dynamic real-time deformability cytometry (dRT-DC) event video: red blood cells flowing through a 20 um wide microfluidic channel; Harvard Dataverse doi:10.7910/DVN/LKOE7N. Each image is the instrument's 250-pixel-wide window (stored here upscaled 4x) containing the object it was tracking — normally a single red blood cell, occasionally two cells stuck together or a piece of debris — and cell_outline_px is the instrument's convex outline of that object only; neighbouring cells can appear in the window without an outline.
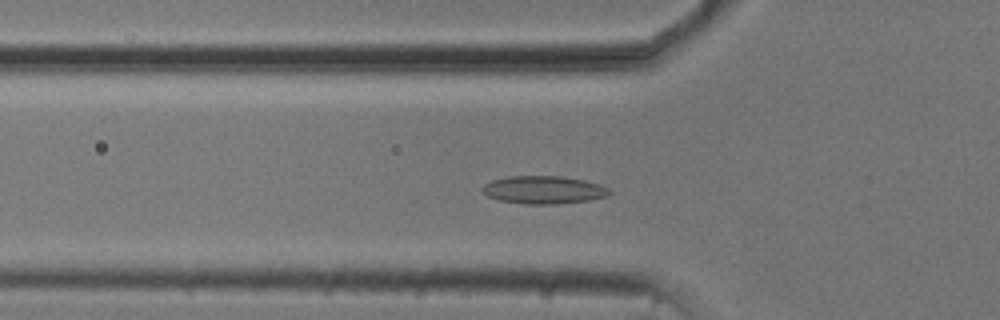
{"species": "common noctule bat (a hibernating species)", "species_latin": "Nyctalus noctula", "temperature_condition": "cold", "stored_images_in_passage": 52, "camera_frame_rate_fps": 3000, "um_per_image_px": 0.085, "animal": {"sex": "male", "body_mass_g": 20.5, "forearm_length_mm": 52.5}, "frame": {"image": 1, "passage_image": 16, "time_ms": 5.0, "image_size_px": [1000, 320], "cell_outline_px": [[612, 192], [604, 196], [592, 200], [556, 204], [524, 204], [500, 200], [488, 196], [480, 192], [480, 188], [484, 184], [492, 180], [508, 176], [560, 176], [584, 180], [600, 184], [608, 188]], "centroid_in_image_um": [46.18, 16.14], "position_along_channel_um": 79.6, "area_um2": 20.75}}
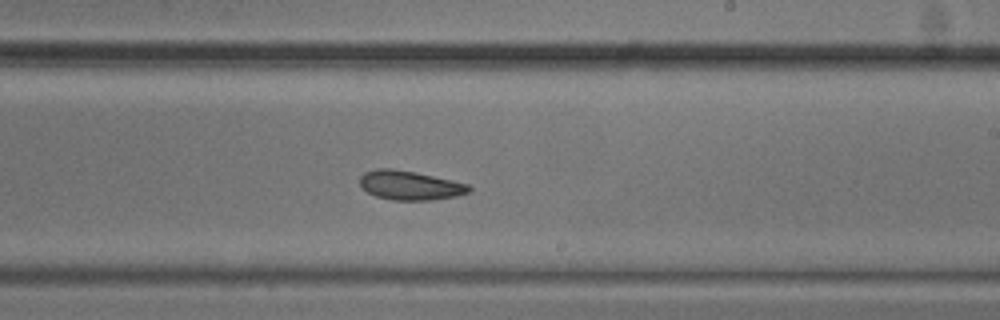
{"frame": {"image": 2, "passage_image": 30, "time_ms": 9.667, "image_size_px": [1000, 320], "cell_outline_px": [[472, 192], [456, 196], [432, 200], [392, 200], [376, 196], [368, 192], [360, 184], [360, 176], [364, 172], [376, 168], [392, 168], [416, 172], [468, 184], [472, 188]], "centroid_in_image_um": [34.86, 15.75], "position_along_channel_um": 254.1, "area_um2": 18.61}}
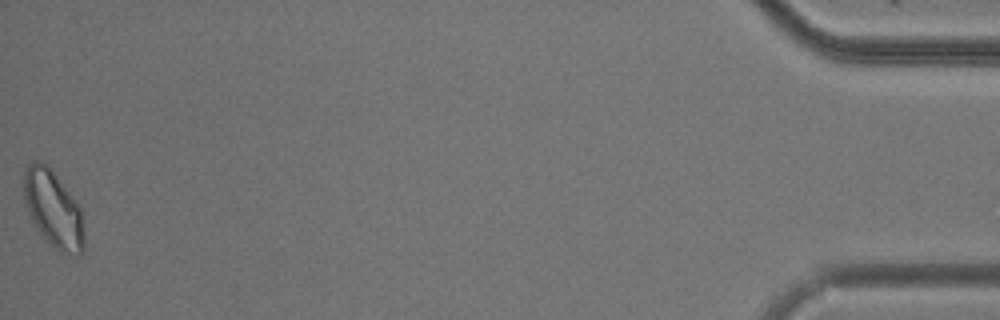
{"frame": {"image": 3, "passage_image": 52, "time_ms": 17.0, "image_size_px": [1000, 320], "cell_outline_px": [[84, 252], [80, 256], [76, 256], [60, 252], [36, 228], [24, 204], [20, 184], [24, 168], [32, 160], [36, 160], [48, 164], [80, 208], [84, 232]], "centroid_in_image_um": [4.47, 17.72], "position_along_channel_um": 430.7, "area_um2": 27.46}, "authors_computed_cell_mechanics": {"area_um2": 19.941, "velocity_mm_per_s": 3.721, "shape_relaxation_time_tau1_ms": 5.5306, "shape_relaxation_time_tau2_ms": 7.1984, "deformation_change_tau1": 0.0831, "deformation_change_tau2": 0.1534}}